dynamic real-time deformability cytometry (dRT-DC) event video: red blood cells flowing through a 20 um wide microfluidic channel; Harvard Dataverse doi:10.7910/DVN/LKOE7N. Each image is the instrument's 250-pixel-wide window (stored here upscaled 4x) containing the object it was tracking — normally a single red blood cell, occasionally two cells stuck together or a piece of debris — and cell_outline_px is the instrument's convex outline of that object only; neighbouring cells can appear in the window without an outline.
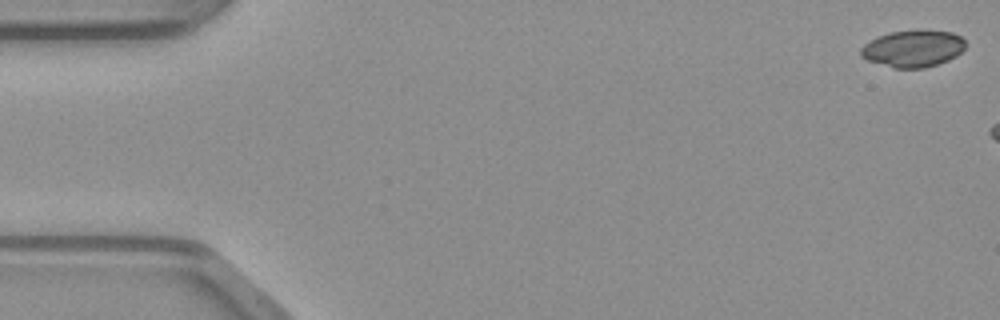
{"species": "common noctule bat (a hibernating species)", "species_latin": "Nyctalus noctula", "temperature_condition": "warm", "stored_images_in_passage": 7, "camera_frame_rate_fps": 3000, "um_per_image_px": 0.085, "animal": {"sex": "male", "body_mass_g": 23.1, "forearm_length_mm": 52.7}, "frame": {"image": 1, "passage_image": 1, "time_ms": 0.0, "image_size_px": [1000, 320], "cell_outline_px": [[964, 48], [956, 56], [948, 60], [924, 68], [892, 68], [868, 60], [860, 56], [860, 48], [864, 44], [880, 36], [892, 32], [952, 32], [960, 36], [964, 40]], "centroid_in_image_um": [77.58, 4.17], "position_along_channel_um": 7.4, "area_um2": 21.79}}